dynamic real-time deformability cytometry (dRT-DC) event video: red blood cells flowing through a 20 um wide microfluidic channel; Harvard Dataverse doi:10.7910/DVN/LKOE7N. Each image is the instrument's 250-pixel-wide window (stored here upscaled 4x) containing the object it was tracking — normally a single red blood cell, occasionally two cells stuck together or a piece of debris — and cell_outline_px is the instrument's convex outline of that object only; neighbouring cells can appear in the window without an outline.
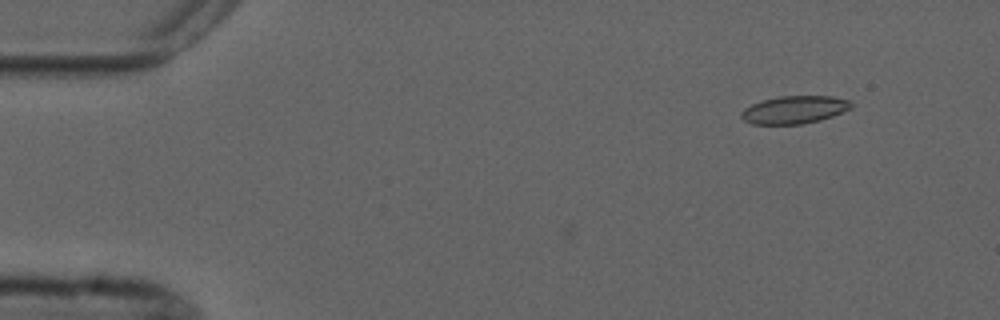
{"species": "common noctule bat (a hibernating species)", "species_latin": "Nyctalus noctula", "temperature_condition": "cold", "stored_images_in_passage": 4, "camera_frame_rate_fps": 3000, "um_per_image_px": 0.085, "animal": {"sex": "male", "forearm_length_mm": 52.5}, "frame": {"image": 1, "passage_image": 1, "time_ms": 0.0, "image_size_px": [1000, 320], "cell_outline_px": [[852, 108], [832, 116], [820, 120], [804, 124], [752, 124], [744, 120], [740, 116], [740, 112], [744, 108], [752, 104], [764, 100], [780, 96], [832, 96], [852, 100]], "centroid_in_image_um": [67.54, 9.33], "position_along_channel_um": 17.5, "area_um2": 17.86}}
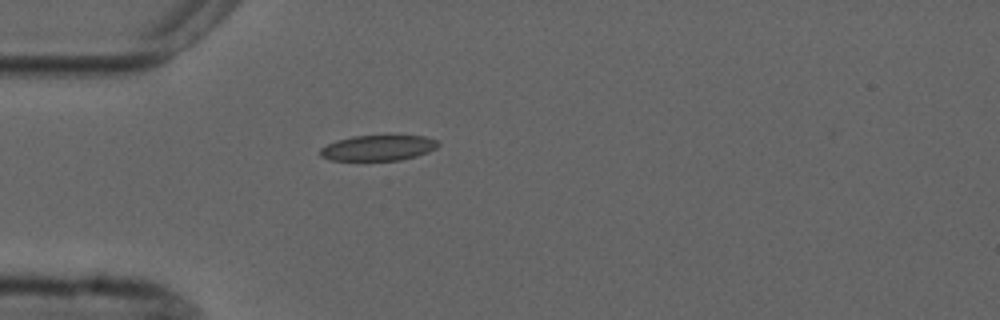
{"frame": {"image": 2, "passage_image": 4, "time_ms": 3.333, "image_size_px": [1000, 320], "cell_outline_px": [[440, 144], [436, 148], [428, 152], [416, 156], [400, 160], [332, 160], [320, 156], [320, 148], [336, 140], [352, 136], [424, 136], [436, 140]], "centroid_in_image_um": [32.13, 12.57], "position_along_channel_um": 52.9, "area_um2": 17.4}}